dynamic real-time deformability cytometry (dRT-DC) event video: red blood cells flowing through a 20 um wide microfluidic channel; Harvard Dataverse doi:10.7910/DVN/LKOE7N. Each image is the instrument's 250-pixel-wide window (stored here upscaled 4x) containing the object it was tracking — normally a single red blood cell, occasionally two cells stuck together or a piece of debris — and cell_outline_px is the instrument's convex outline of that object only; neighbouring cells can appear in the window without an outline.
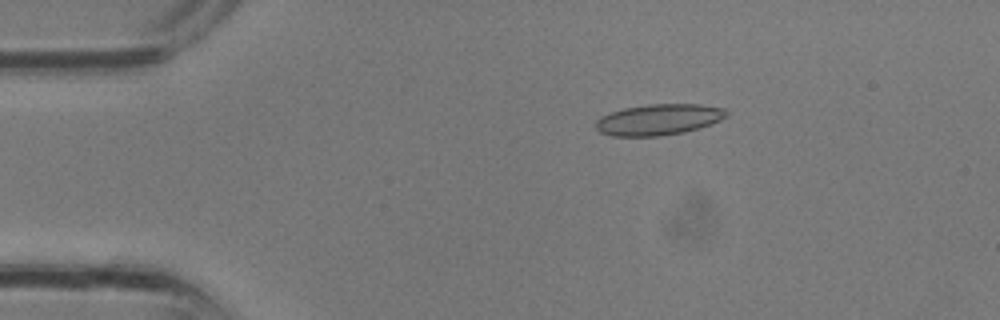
{"species": "common noctule bat (a hibernating species)", "species_latin": "Nyctalus noctula", "temperature_condition": "room temperature", "stored_images_in_passage": 2, "camera_frame_rate_fps": 3000, "um_per_image_px": 0.085, "animal": {"sex": "male", "body_mass_g": 13.3}, "frame": {"image": 1, "passage_image": 1, "time_ms": 0.0, "image_size_px": [1000, 320], "cell_outline_px": [[728, 116], [720, 120], [684, 132], [660, 136], [612, 136], [600, 132], [596, 128], [596, 120], [600, 116], [624, 108], [648, 104], [700, 104], [724, 108], [728, 112]], "centroid_in_image_um": [55.97, 10.16], "position_along_channel_um": 29.0, "area_um2": 23.52}}
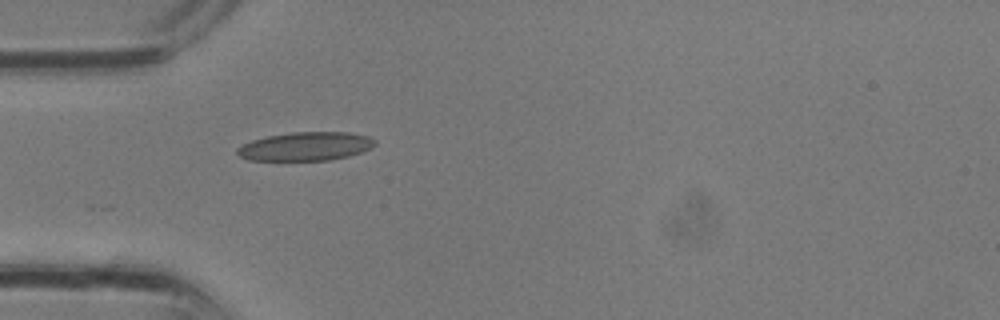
{"frame": {"image": 2, "passage_image": 2, "time_ms": 0.333, "image_size_px": [1000, 320], "cell_outline_px": [[376, 144], [372, 148], [348, 156], [328, 160], [248, 160], [240, 156], [236, 152], [236, 148], [252, 140], [268, 136], [292, 132], [348, 132], [368, 136], [376, 140]], "centroid_in_image_um": [25.99, 12.44], "position_along_channel_um": 59.0, "area_um2": 22.89}}